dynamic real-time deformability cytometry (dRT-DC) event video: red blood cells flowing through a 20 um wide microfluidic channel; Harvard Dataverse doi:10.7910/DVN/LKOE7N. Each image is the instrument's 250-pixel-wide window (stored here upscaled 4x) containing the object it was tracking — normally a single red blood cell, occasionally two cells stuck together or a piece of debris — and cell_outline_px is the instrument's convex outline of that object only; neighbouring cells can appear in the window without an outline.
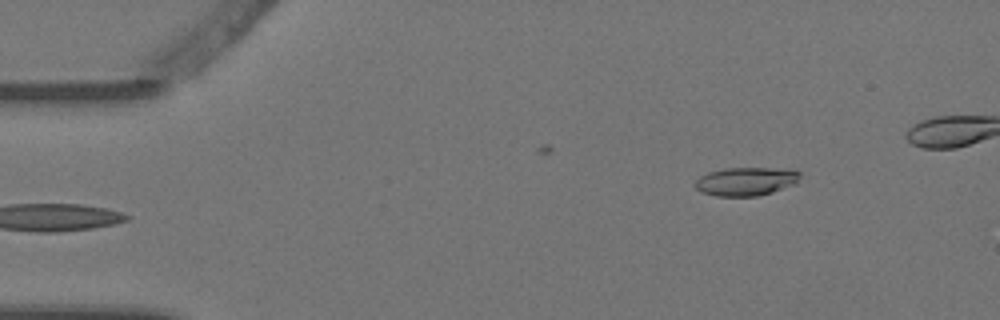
{"species": "Egyptian fruit bat (a non-hibernating species)", "species_latin": "Rousettus aegyptiacus", "temperature_condition": "warm", "stored_images_in_passage": 4, "camera_frame_rate_fps": 3000, "um_per_image_px": 0.085, "animal": {"sex": "female"}, "frame": {"image": 1, "passage_image": 4, "time_ms": 1.0, "image_size_px": [1000, 320], "cell_outline_px": [[800, 176], [796, 184], [772, 192], [756, 196], [716, 196], [700, 192], [692, 184], [700, 176], [708, 172], [724, 168], [792, 168], [800, 172]], "centroid_in_image_um": [63.41, 15.41], "position_along_channel_um": 21.6, "area_um2": 17.69}}